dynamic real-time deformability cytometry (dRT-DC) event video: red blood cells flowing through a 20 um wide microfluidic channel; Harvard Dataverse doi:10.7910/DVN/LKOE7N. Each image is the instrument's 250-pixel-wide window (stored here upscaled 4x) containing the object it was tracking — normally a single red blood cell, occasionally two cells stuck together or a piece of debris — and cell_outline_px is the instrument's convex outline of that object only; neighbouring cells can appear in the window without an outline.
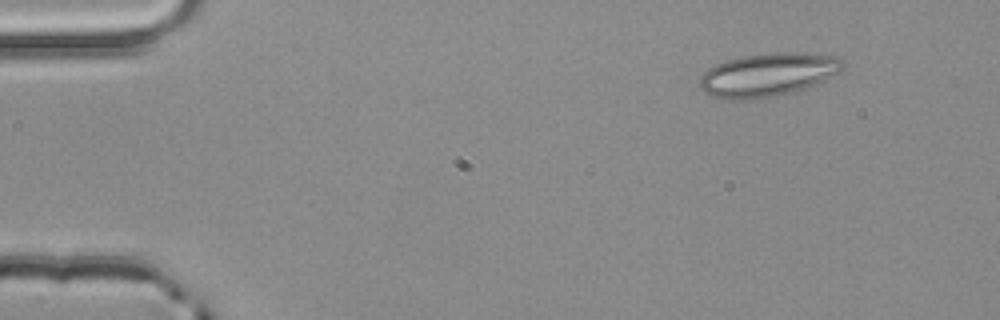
{"species": "common noctule bat (a hibernating species)", "species_latin": "Nyctalus noctula", "temperature_condition": "room temperature", "stored_images_in_passage": 3, "camera_frame_rate_fps": 3000, "um_per_image_px": 0.085, "animal": {"sex": "male", "body_mass_g": 20.4}, "frame": {"image": 1, "passage_image": 1, "time_ms": 0.0, "image_size_px": [1000, 320], "cell_outline_px": [[844, 68], [804, 88], [792, 92], [776, 96], [748, 100], [732, 100], [712, 96], [704, 92], [700, 88], [700, 76], [708, 68], [724, 60], [740, 56], [776, 52], [792, 52], [836, 56], [844, 64]], "centroid_in_image_um": [65.17, 6.35], "position_along_channel_um": 19.8, "area_um2": 35.84}}
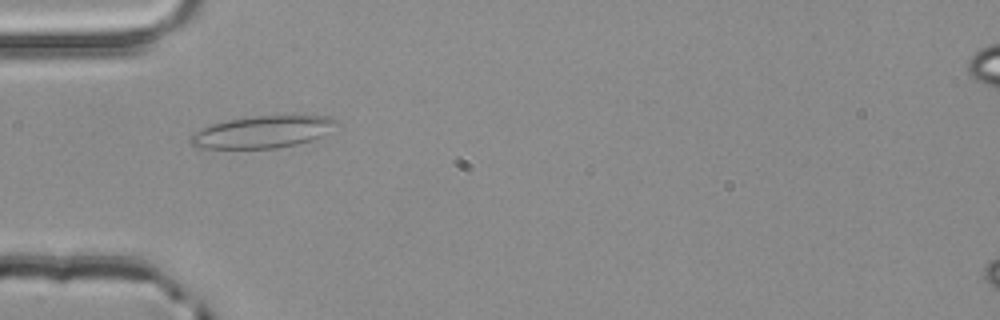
{"frame": {"image": 2, "passage_image": 3, "time_ms": 0.667, "image_size_px": [1000, 320], "cell_outline_px": [[340, 124], [320, 136], [296, 144], [276, 148], [204, 148], [192, 144], [188, 140], [188, 136], [192, 132], [200, 128], [212, 124], [228, 120], [252, 116], [328, 116], [340, 120]], "centroid_in_image_um": [22.29, 11.2], "position_along_channel_um": 62.7, "area_um2": 27.11}}